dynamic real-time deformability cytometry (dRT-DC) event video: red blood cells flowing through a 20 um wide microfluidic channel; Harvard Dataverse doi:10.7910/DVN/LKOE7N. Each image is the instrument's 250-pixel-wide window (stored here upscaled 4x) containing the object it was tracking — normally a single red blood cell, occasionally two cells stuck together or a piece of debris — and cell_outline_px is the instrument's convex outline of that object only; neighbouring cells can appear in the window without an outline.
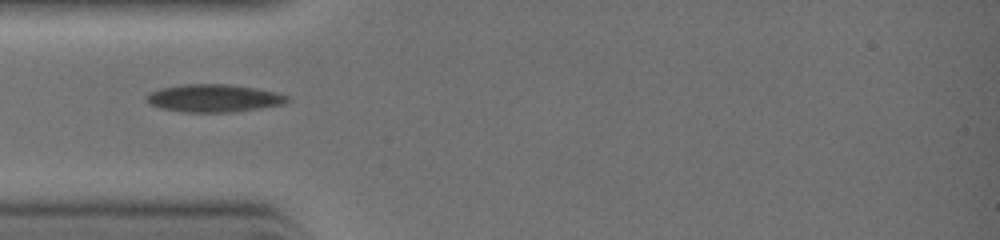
{"species": "common noctule bat (a hibernating species)", "species_latin": "Nyctalus noctula", "temperature_condition": "warm", "stored_images_in_passage": 24, "camera_frame_rate_fps": 3000, "um_per_image_px": 0.085, "animal": {"sex": "female", "body_mass_g": 19.0, "forearm_length_mm": 51.5}, "frame": {"image": 1, "passage_image": 1, "time_ms": 0.0, "image_size_px": [1000, 240], "cell_outline_px": [[292, 100], [284, 104], [260, 108], [232, 112], [184, 112], [160, 108], [144, 100], [144, 96], [148, 92], [160, 88], [184, 84], [224, 84], [252, 88], [272, 92], [288, 96]], "centroid_in_image_um": [18.12, 8.35], "position_along_channel_um": 66.9, "area_um2": 22.66}}
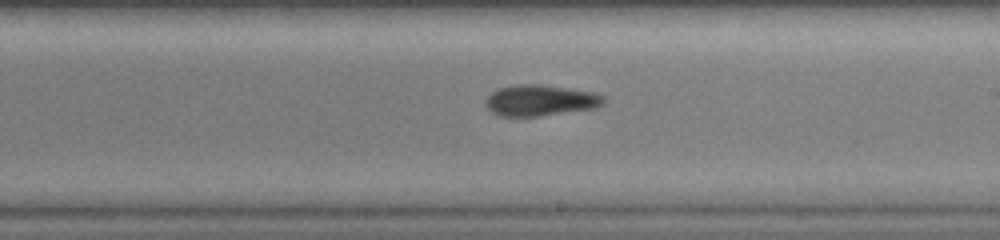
{"frame": {"image": 2, "passage_image": 10, "time_ms": 3.0, "image_size_px": [1000, 240], "cell_outline_px": [[604, 100], [600, 104], [592, 108], [540, 116], [500, 116], [492, 112], [484, 104], [484, 100], [492, 92], [500, 88], [520, 84], [540, 84], [588, 92], [600, 96]], "centroid_in_image_um": [45.8, 8.54], "position_along_channel_um": 243.2, "area_um2": 20.69}}
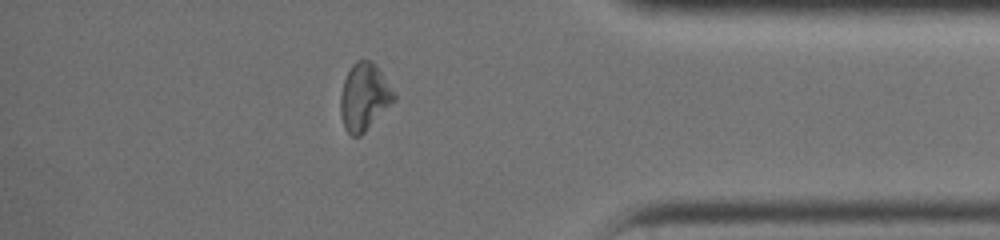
{"frame": {"image": 3, "passage_image": 19, "time_ms": 6.0, "image_size_px": [1000, 240], "cell_outline_px": [[396, 100], [360, 136], [352, 136], [344, 128], [340, 112], [340, 96], [344, 80], [352, 64], [356, 60], [368, 60], [380, 72], [396, 96]], "centroid_in_image_um": [30.93, 8.27], "position_along_channel_um": 404.3, "area_um2": 20.52}}